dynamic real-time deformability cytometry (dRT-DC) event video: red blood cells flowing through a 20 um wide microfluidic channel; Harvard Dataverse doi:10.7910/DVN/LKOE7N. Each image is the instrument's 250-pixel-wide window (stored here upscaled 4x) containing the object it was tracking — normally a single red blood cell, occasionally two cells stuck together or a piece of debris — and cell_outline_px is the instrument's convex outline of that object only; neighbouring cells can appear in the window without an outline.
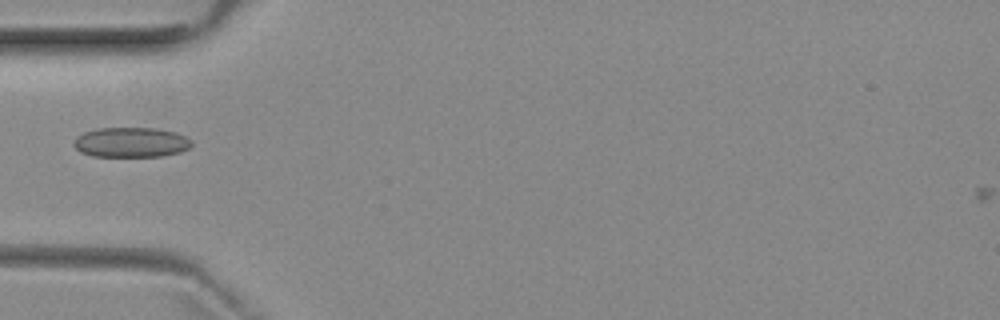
{"species": "common noctule bat (a hibernating species)", "species_latin": "Nyctalus noctula", "temperature_condition": "room temperature", "stored_images_in_passage": 3, "camera_frame_rate_fps": 3000, "um_per_image_px": 0.085, "animal": {"sex": "female", "body_mass_g": 29.2, "forearm_length_mm": 56.3}, "frame": {"image": 1, "passage_image": 3, "time_ms": 3.0, "image_size_px": [1000, 320], "cell_outline_px": [[192, 144], [188, 148], [180, 152], [160, 156], [92, 156], [80, 152], [72, 144], [76, 136], [84, 132], [96, 128], [156, 128], [176, 132], [192, 140]], "centroid_in_image_um": [11.11, 12.09], "position_along_channel_um": 73.9, "area_um2": 20.63}}